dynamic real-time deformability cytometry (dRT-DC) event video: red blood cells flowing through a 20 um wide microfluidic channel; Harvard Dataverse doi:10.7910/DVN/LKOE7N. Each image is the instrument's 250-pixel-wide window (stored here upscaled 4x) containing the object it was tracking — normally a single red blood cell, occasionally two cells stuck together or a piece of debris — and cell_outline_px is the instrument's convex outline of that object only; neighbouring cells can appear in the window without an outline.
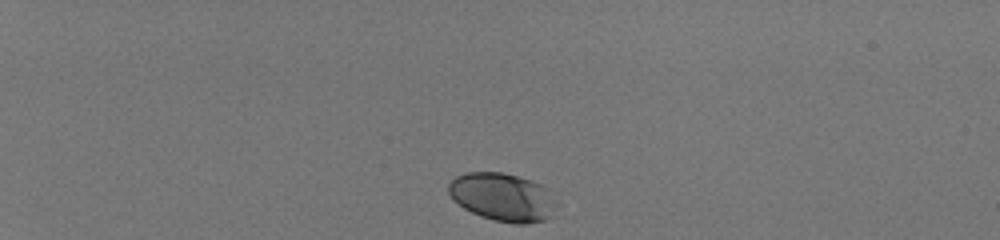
{"species": "human", "species_latin": "Homo sapiens", "temperature_condition": "room temperature", "stored_images_in_passage": 37, "camera_frame_rate_fps": 3000, "um_per_image_px": 0.085, "donor": {"sex": "male"}, "frame": {"image": 1, "passage_image": 1, "time_ms": 0.0, "image_size_px": [1000, 240], "cell_outline_px": [[556, 216], [544, 220], [524, 224], [512, 224], [492, 220], [480, 216], [464, 208], [448, 192], [448, 184], [456, 176], [468, 172], [500, 172], [532, 180], [548, 188], [556, 204]], "centroid_in_image_um": [42.77, 16.77], "position_along_channel_um": 42.2, "area_um2": 30.46}}
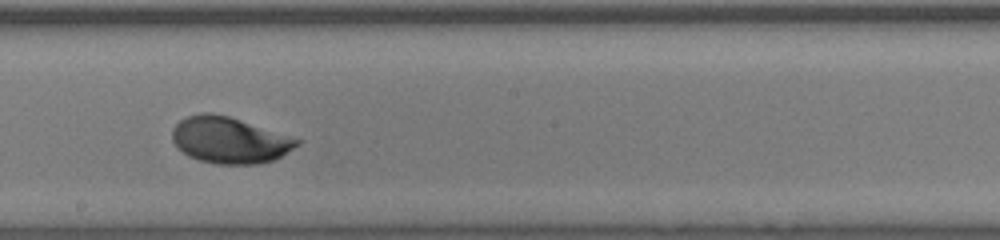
{"frame": {"image": 2, "passage_image": 22, "time_ms": 7.0, "image_size_px": [1000, 240], "cell_outline_px": [[304, 140], [300, 144], [280, 156], [272, 160], [256, 164], [216, 164], [200, 160], [188, 156], [176, 148], [172, 140], [172, 128], [180, 120], [188, 116], [200, 112], [212, 112], [228, 116]], "centroid_in_image_um": [19.48, 11.9], "position_along_channel_um": 228.7, "area_um2": 33.76}}
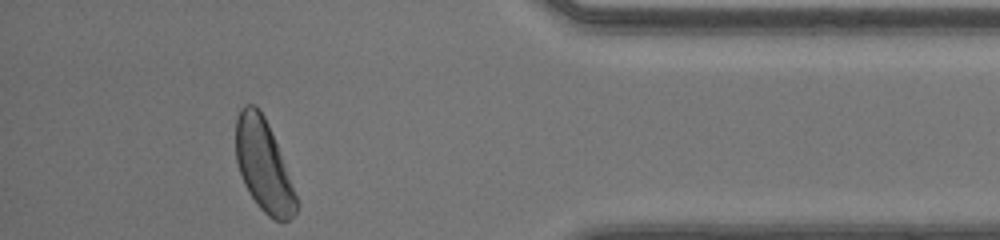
{"frame": {"image": 3, "passage_image": 37, "time_ms": 12.0, "image_size_px": [1000, 240], "cell_outline_px": [[300, 204], [296, 212], [288, 220], [276, 220], [268, 216], [256, 204], [248, 192], [244, 184], [236, 160], [236, 116], [240, 108], [244, 104], [256, 104], [264, 116], [268, 124]], "centroid_in_image_um": [22.38, 14.06], "position_along_channel_um": 412.8, "area_um2": 32.14}, "authors_computed_cell_mechanics": {"area_um2": 32.1946, "velocity_mm_per_s": 4.0907, "shape_relaxation_time_tau1_ms": 1.9004, "shape_relaxation_time_tau2_ms": null, "deformation_change_tau1": 0.1049, "deformation_change_tau2": null}}